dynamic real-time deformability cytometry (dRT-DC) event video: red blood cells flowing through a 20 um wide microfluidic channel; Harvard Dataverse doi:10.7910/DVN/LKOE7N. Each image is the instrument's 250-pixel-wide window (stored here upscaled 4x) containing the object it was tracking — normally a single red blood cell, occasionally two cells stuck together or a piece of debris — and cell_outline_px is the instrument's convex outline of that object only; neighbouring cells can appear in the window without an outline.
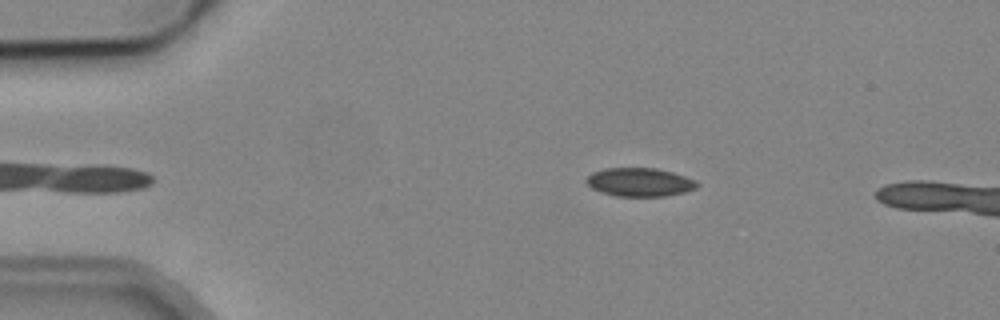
{"species": "common noctule bat (a hibernating species)", "species_latin": "Nyctalus noctula", "temperature_condition": "cold", "stored_images_in_passage": 5, "camera_frame_rate_fps": 3000, "um_per_image_px": 0.085, "animal": {"sex": "male", "body_mass_g": 19.2, "forearm_length_mm": 51.8}, "frame": {"image": 1, "passage_image": 5, "time_ms": 4.667, "image_size_px": [1000, 320], "cell_outline_px": [[700, 184], [696, 188], [684, 192], [664, 196], [616, 196], [600, 192], [592, 188], [584, 180], [592, 172], [604, 168], [656, 168], [672, 172], [696, 180]], "centroid_in_image_um": [54.36, 15.48], "position_along_channel_um": 30.6, "area_um2": 18.44}}